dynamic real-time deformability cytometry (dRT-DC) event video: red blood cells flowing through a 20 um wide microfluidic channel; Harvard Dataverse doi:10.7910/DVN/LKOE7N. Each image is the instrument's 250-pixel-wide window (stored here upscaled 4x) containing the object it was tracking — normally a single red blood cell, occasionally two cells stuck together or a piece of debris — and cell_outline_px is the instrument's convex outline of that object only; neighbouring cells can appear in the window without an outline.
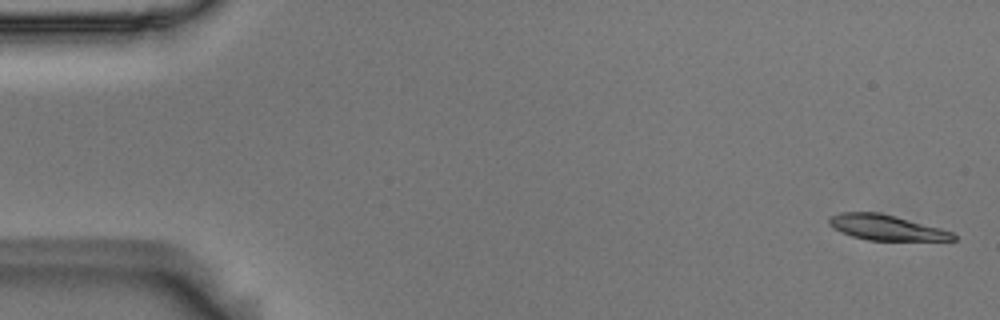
{"species": "Egyptian fruit bat (a non-hibernating species)", "species_latin": "Rousettus aegyptiacus", "temperature_condition": "room temperature", "stored_images_in_passage": 55, "camera_frame_rate_fps": 3000, "um_per_image_px": 0.085, "animal": {"sex": "male"}, "frame": {"image": 1, "passage_image": 2, "time_ms": 0.333, "image_size_px": [1000, 320], "cell_outline_px": [[956, 240], [868, 240], [852, 236], [840, 232], [832, 228], [828, 224], [828, 216], [840, 212], [880, 212], [896, 216], [940, 228], [952, 232], [956, 236]], "centroid_in_image_um": [75.26, 19.33], "position_along_channel_um": 9.7, "area_um2": 18.38}}
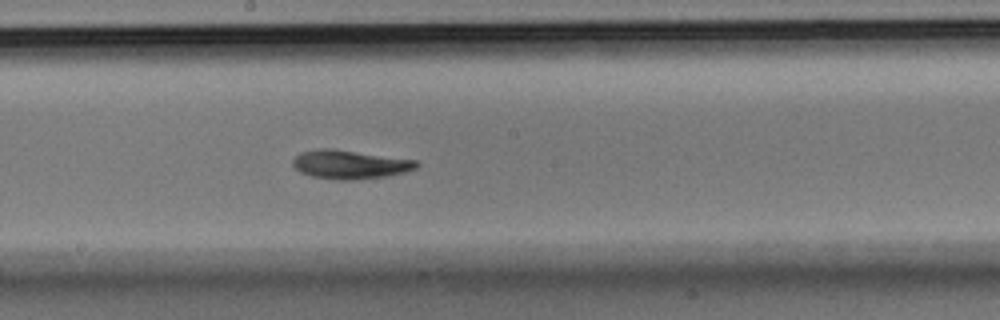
{"frame": {"image": 2, "passage_image": 30, "time_ms": 9.667, "image_size_px": [1000, 320], "cell_outline_px": [[420, 164], [416, 168], [404, 172], [388, 176], [356, 180], [340, 180], [312, 176], [300, 172], [292, 164], [292, 160], [300, 152], [320, 148], [332, 148], [416, 160]], "centroid_in_image_um": [29.74, 13.98], "position_along_channel_um": 218.5, "area_um2": 20.75}}
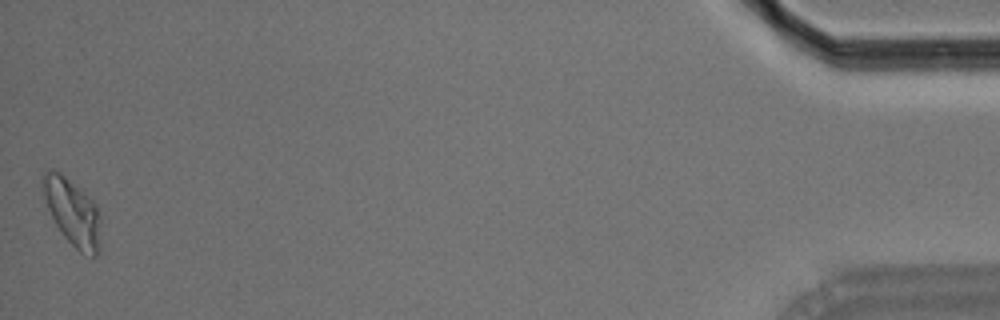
{"frame": {"image": 3, "passage_image": 55, "time_ms": 18.0, "image_size_px": [1000, 320], "cell_outline_px": [[100, 252], [92, 260], [80, 252], [64, 236], [56, 224], [48, 208], [44, 196], [40, 180], [44, 172], [48, 168], [52, 168], [60, 172], [84, 188], [96, 204], [100, 216]], "centroid_in_image_um": [6.19, 18.0], "position_along_channel_um": 429.0, "area_um2": 23.29}, "authors_computed_cell_mechanics": {"area_um2": 19.7098, "velocity_mm_per_s": 3.6496, "shape_relaxation_time_tau1_ms": 3.5943, "shape_relaxation_time_tau2_ms": 4.4098, "deformation_change_tau1": 0.1544, "deformation_change_tau2": 0.099}}